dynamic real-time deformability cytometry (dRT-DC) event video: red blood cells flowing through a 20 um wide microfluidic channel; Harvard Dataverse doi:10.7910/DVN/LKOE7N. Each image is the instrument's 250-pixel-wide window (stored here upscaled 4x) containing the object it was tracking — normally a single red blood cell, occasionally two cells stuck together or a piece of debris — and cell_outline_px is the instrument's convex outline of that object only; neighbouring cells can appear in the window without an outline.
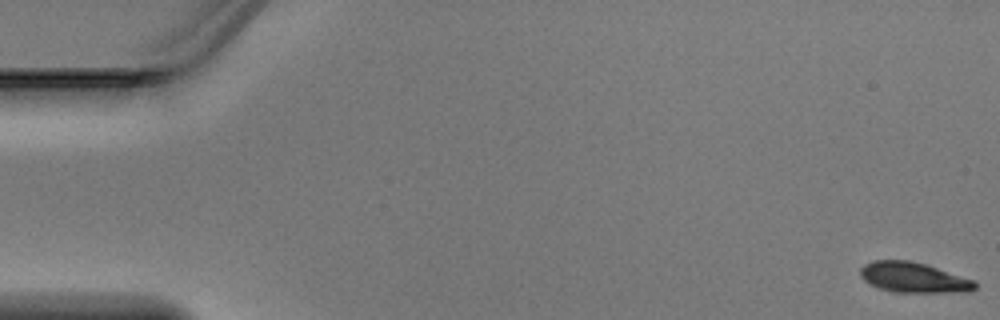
{"species": "Egyptian fruit bat (a non-hibernating species)", "species_latin": "Rousettus aegyptiacus", "temperature_condition": "warm", "stored_images_in_passage": 8, "camera_frame_rate_fps": 3000, "um_per_image_px": 0.085, "animal": {"sex": "male"}, "frame": {"image": 1, "passage_image": 1, "time_ms": 0.0, "image_size_px": [1000, 320], "cell_outline_px": [[976, 288], [968, 292], [896, 292], [880, 288], [864, 280], [860, 276], [860, 268], [864, 264], [872, 260], [912, 260], [976, 280]], "centroid_in_image_um": [77.67, 23.58], "position_along_channel_um": 7.3, "area_um2": 20.23}}
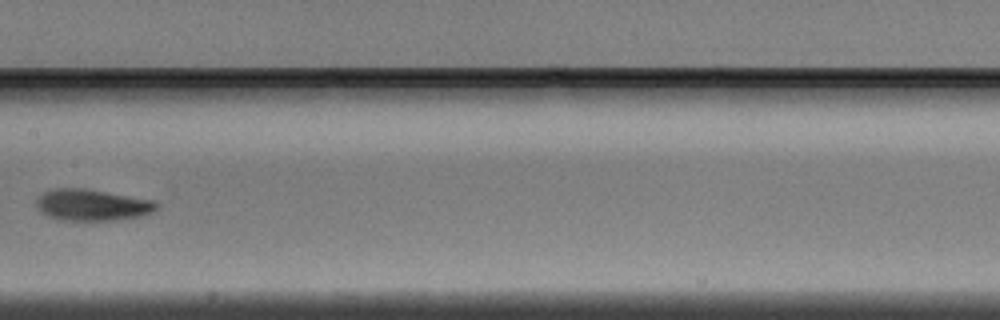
{"frame": {"image": 2, "passage_image": 7, "time_ms": 2.0, "image_size_px": [1000, 320], "cell_outline_px": [[160, 208], [152, 212], [140, 216], [112, 220], [56, 220], [40, 212], [36, 208], [36, 200], [44, 192], [52, 188], [84, 188], [156, 200], [160, 204]], "centroid_in_image_um": [7.84, 17.42], "position_along_channel_um": 199.6, "area_um2": 22.31}}
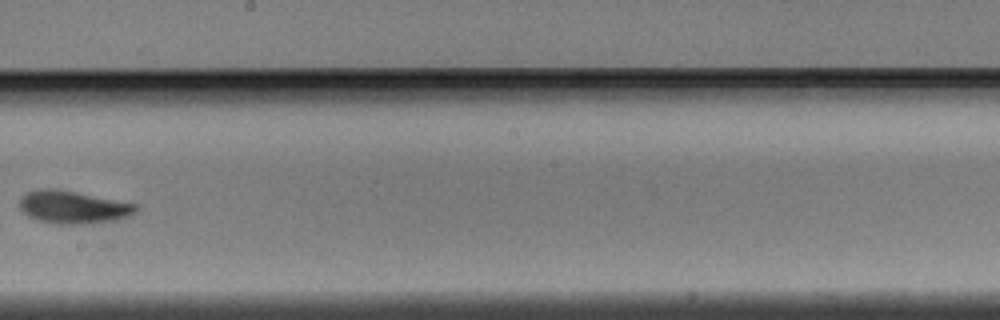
{"frame": {"image": 3, "passage_image": 8, "time_ms": 2.333, "image_size_px": [1000, 320], "cell_outline_px": [[140, 208], [136, 212], [128, 216], [116, 220], [92, 224], [52, 224], [28, 216], [20, 212], [16, 204], [20, 196], [28, 192], [40, 188], [48, 188], [76, 192], [136, 204]], "centroid_in_image_um": [6.15, 17.62], "position_along_channel_um": 242.1, "area_um2": 22.54}}